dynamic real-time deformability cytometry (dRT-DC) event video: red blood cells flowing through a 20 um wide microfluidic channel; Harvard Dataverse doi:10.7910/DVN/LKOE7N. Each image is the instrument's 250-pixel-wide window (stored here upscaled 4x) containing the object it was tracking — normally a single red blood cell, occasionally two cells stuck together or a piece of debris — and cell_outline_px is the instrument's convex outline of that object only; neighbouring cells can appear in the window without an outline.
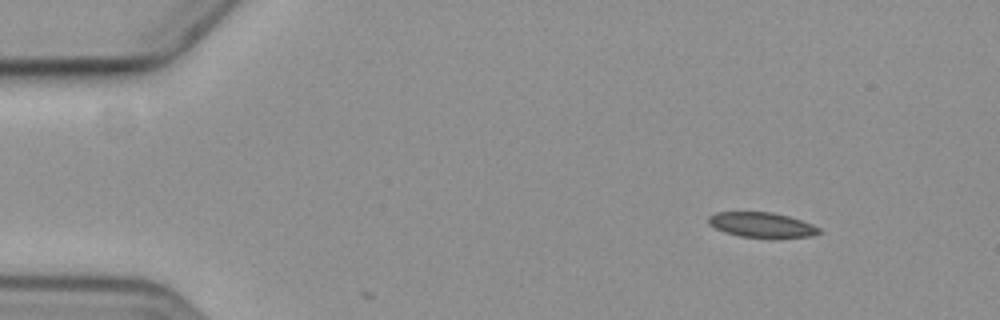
{"species": "common noctule bat (a hibernating species)", "species_latin": "Nyctalus noctula", "temperature_condition": "cold", "stored_images_in_passage": 5, "camera_frame_rate_fps": 3000, "um_per_image_px": 0.085, "animal": {"sex": "female", "body_mass_g": 19.3, "forearm_length_mm": 54.1}, "frame": {"image": 1, "passage_image": 2, "time_ms": 1.0, "image_size_px": [1000, 320], "cell_outline_px": [[820, 232], [812, 236], [776, 240], [768, 240], [740, 236], [724, 232], [708, 224], [708, 216], [716, 212], [772, 212], [788, 216], [812, 224], [820, 228]], "centroid_in_image_um": [64.77, 19.16], "position_along_channel_um": 20.2, "area_um2": 16.76}}
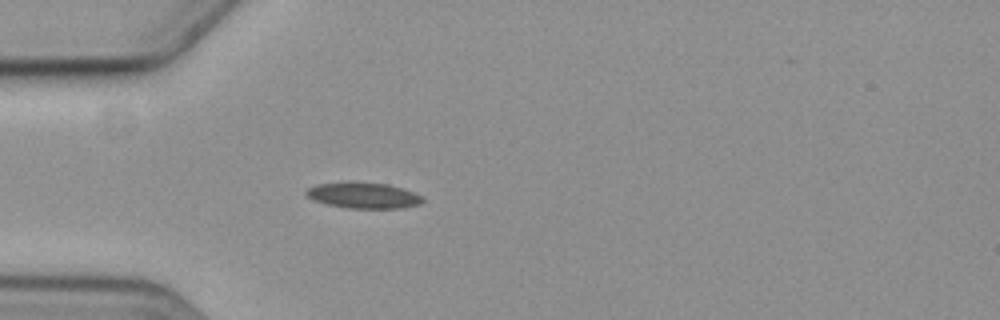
{"frame": {"image": 2, "passage_image": 5, "time_ms": 4.333, "image_size_px": [1000, 320], "cell_outline_px": [[424, 200], [420, 204], [404, 208], [348, 208], [328, 204], [312, 200], [304, 192], [308, 188], [316, 184], [348, 180], [388, 184], [424, 196]], "centroid_in_image_um": [30.87, 16.58], "position_along_channel_um": 54.1, "area_um2": 17.92}}